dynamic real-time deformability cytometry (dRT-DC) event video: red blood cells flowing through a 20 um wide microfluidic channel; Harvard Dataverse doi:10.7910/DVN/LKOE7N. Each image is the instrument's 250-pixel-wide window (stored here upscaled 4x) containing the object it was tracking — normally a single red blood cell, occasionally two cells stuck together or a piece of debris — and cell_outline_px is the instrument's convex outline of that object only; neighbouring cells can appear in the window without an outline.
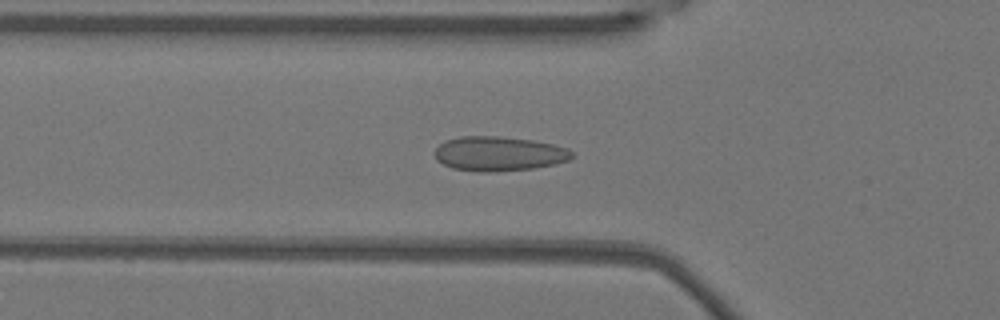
{"species": "Egyptian fruit bat (a non-hibernating species)", "species_latin": "Rousettus aegyptiacus", "temperature_condition": "warm", "stored_images_in_passage": 53, "camera_frame_rate_fps": 3000, "um_per_image_px": 0.085, "animal": {"sex": "female"}, "frame": {"image": 1, "passage_image": 18, "time_ms": 5.667, "image_size_px": [1000, 320], "cell_outline_px": [[572, 156], [568, 160], [552, 164], [532, 168], [488, 172], [480, 172], [452, 168], [436, 160], [432, 152], [444, 140], [460, 136], [496, 136], [532, 140], [552, 144], [568, 148], [572, 152]], "centroid_in_image_um": [42.33, 13.06], "position_along_channel_um": 83.5, "area_um2": 27.51}}
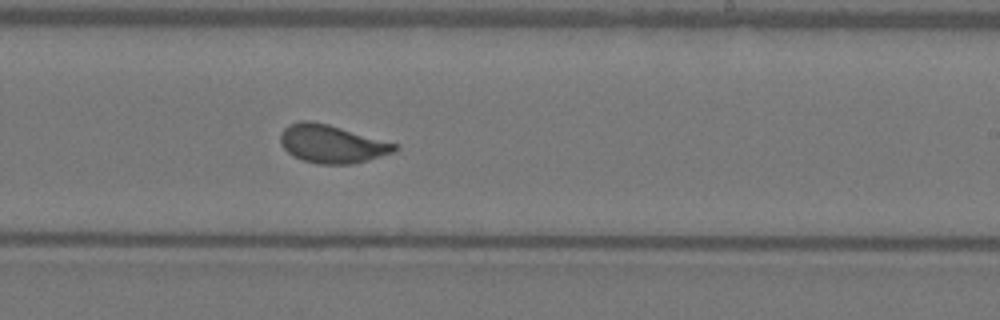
{"frame": {"image": 2, "passage_image": 32, "time_ms": 10.333, "image_size_px": [1000, 320], "cell_outline_px": [[400, 148], [392, 152], [368, 160], [352, 164], [320, 164], [304, 160], [292, 156], [280, 144], [280, 132], [288, 124], [300, 120], [308, 120], [328, 124], [396, 144]], "centroid_in_image_um": [28.15, 12.22], "position_along_channel_um": 260.9, "area_um2": 25.2}}
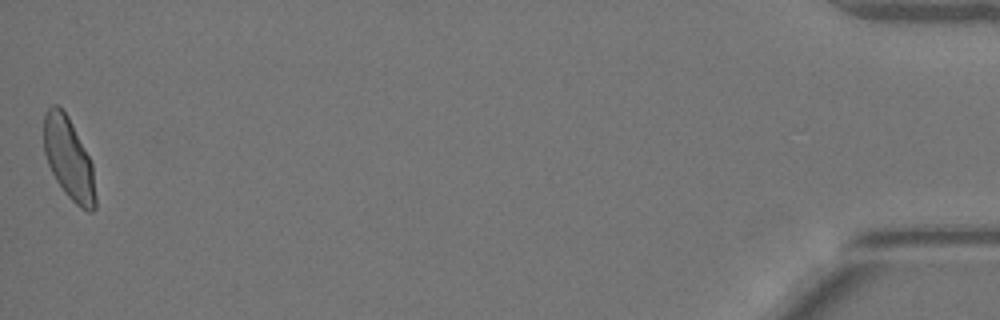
{"frame": {"image": 3, "passage_image": 53, "time_ms": 17.333, "image_size_px": [1000, 320], "cell_outline_px": [[96, 208], [92, 212], [88, 212], [80, 208], [64, 192], [56, 180], [48, 164], [44, 152], [44, 112], [52, 104], [56, 104], [68, 116], [92, 164], [96, 196]], "centroid_in_image_um": [5.84, 13.51], "position_along_channel_um": 429.4, "area_um2": 24.45}, "authors_computed_cell_mechanics": {"area_um2": 25.3164, "velocity_mm_per_s": 3.7831, "shape_relaxation_time_tau1_ms": 7.4055, "shape_relaxation_time_tau2_ms": null, "deformation_change_tau1": 0.1617, "deformation_change_tau2": null}}